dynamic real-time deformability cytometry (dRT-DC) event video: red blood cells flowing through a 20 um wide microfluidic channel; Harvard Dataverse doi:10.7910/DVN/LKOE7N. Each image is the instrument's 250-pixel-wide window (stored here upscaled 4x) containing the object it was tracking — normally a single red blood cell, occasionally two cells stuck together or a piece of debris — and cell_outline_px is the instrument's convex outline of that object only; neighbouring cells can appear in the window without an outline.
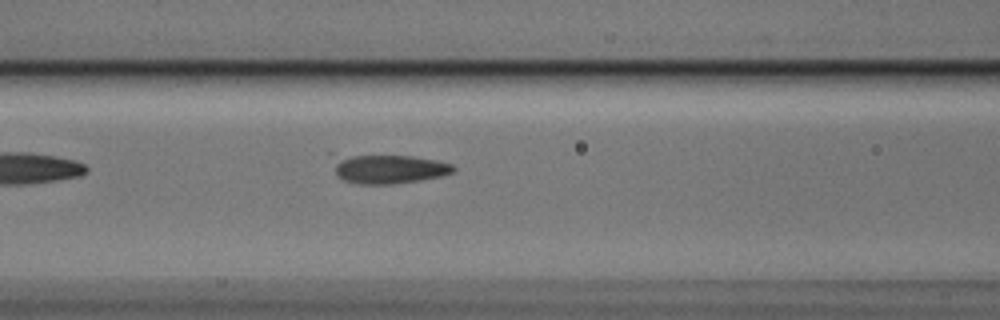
{"species": "Egyptian fruit bat (a non-hibernating species)", "species_latin": "Rousettus aegyptiacus", "temperature_condition": "cold", "stored_images_in_passage": 5, "camera_frame_rate_fps": 3000, "um_per_image_px": 0.085, "animal": {"sex": "male"}, "frame": {"image": 1, "passage_image": 4, "time_ms": 1.0, "image_size_px": [1000, 320], "cell_outline_px": [[456, 168], [452, 172], [440, 176], [420, 180], [396, 184], [356, 184], [344, 180], [336, 176], [328, 152], [332, 152], [412, 156], [436, 160], [452, 164]], "centroid_in_image_um": [32.81, 14.3], "position_along_channel_um": 133.8, "area_um2": 21.68}}